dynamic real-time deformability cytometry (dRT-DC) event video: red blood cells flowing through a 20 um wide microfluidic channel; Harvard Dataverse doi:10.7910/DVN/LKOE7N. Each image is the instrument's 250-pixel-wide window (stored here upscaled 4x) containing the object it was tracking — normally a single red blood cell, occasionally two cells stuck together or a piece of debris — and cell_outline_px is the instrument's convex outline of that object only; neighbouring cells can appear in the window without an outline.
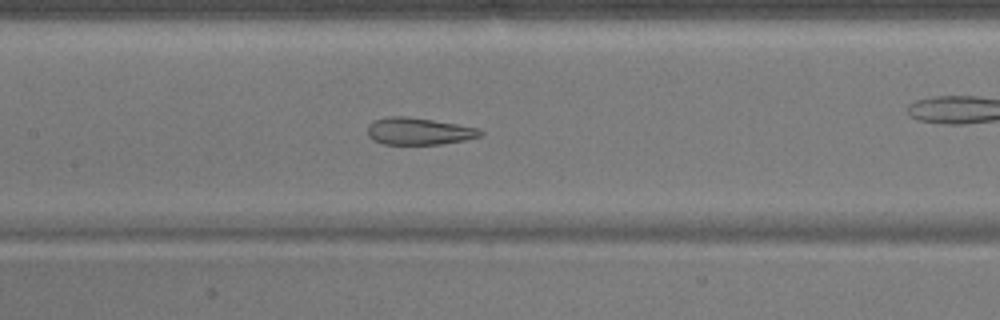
{"species": "common noctule bat (a hibernating species)", "species_latin": "Nyctalus noctula", "temperature_condition": "warm", "stored_images_in_passage": 52, "camera_frame_rate_fps": 3000, "um_per_image_px": 0.085, "animal": {"sex": "male", "body_mass_g": 17.9}, "frame": {"image": 1, "passage_image": 23, "time_ms": 7.333, "image_size_px": [1000, 320], "cell_outline_px": [[484, 136], [464, 140], [440, 144], [384, 144], [372, 140], [368, 136], [368, 124], [372, 120], [388, 116], [408, 116], [480, 128], [484, 132]], "centroid_in_image_um": [35.6, 11.15], "position_along_channel_um": 171.8, "area_um2": 17.98}, "authors_computed_cell_mechanics": {"area_um2": 23.698, "velocity_mm_per_s": 3.8405, "shape_relaxation_time_tau1_ms": null, "shape_relaxation_time_tau2_ms": 1.2639, "deformation_change_tau1": null, "deformation_change_tau2": 0.102}}